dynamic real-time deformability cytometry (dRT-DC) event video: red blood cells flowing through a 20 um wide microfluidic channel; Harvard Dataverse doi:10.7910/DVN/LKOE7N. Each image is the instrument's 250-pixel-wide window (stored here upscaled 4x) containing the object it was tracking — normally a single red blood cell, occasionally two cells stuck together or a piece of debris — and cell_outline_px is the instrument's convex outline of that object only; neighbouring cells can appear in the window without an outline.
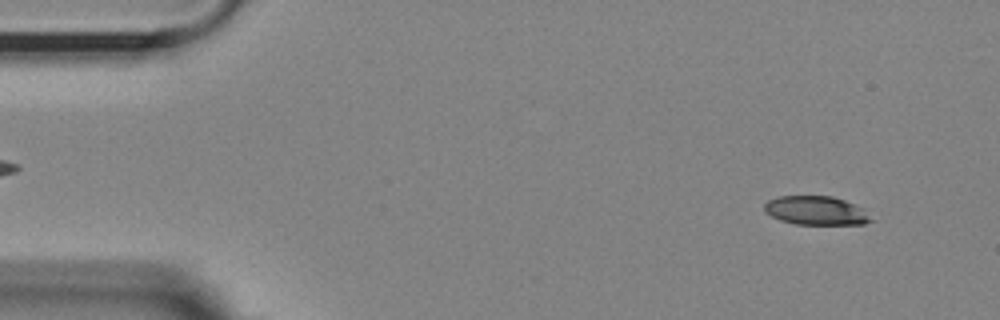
{"species": "Egyptian fruit bat (a non-hibernating species)", "species_latin": "Rousettus aegyptiacus", "temperature_condition": "room temperature", "stored_images_in_passage": 54, "camera_frame_rate_fps": 3000, "um_per_image_px": 0.085, "animal": {"sex": "female"}, "frame": {"image": 1, "passage_image": 4, "time_ms": 1.0, "image_size_px": [1000, 320], "cell_outline_px": [[876, 220], [864, 224], [796, 224], [780, 220], [764, 212], [764, 204], [768, 200], [776, 196], [832, 196], [844, 200], [864, 208]], "centroid_in_image_um": [69.4, 17.9], "position_along_channel_um": 15.6, "area_um2": 18.15}}
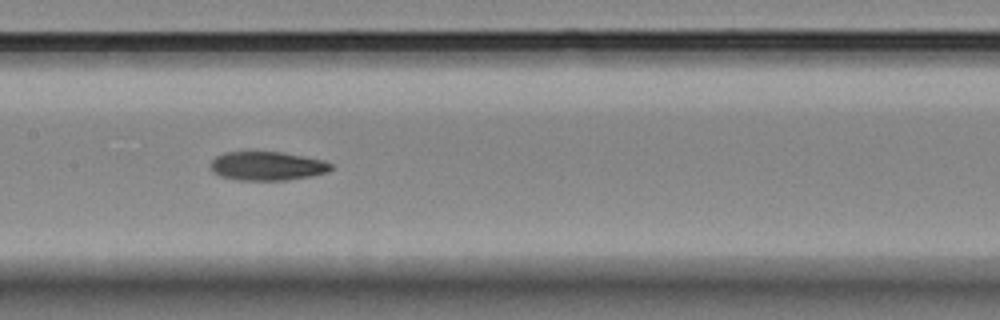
{"frame": {"image": 2, "passage_image": 26, "time_ms": 8.333, "image_size_px": [1000, 320], "cell_outline_px": [[336, 168], [328, 172], [312, 176], [284, 180], [240, 180], [220, 176], [212, 172], [212, 160], [216, 156], [224, 152], [280, 152], [304, 156], [324, 160], [332, 164]], "centroid_in_image_um": [22.76, 14.11], "position_along_channel_um": 184.6, "area_um2": 20.29}}
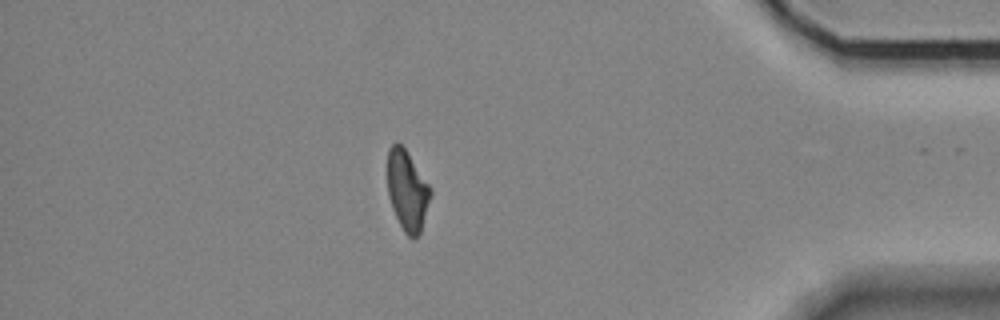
{"frame": {"image": 3, "passage_image": 47, "time_ms": 15.333, "image_size_px": [1000, 320], "cell_outline_px": [[432, 196], [420, 232], [412, 240], [404, 232], [392, 208], [388, 196], [388, 148], [396, 140], [404, 148], [428, 184], [432, 192]], "centroid_in_image_um": [34.61, 16.21], "position_along_channel_um": 400.6, "area_um2": 19.88}, "authors_computed_cell_mechanics": {"area_um2": 20.4034, "velocity_mm_per_s": 3.6367, "shape_relaxation_time_tau1_ms": null, "shape_relaxation_time_tau2_ms": 5.2082, "deformation_change_tau1": null, "deformation_change_tau2": 0.1247}}